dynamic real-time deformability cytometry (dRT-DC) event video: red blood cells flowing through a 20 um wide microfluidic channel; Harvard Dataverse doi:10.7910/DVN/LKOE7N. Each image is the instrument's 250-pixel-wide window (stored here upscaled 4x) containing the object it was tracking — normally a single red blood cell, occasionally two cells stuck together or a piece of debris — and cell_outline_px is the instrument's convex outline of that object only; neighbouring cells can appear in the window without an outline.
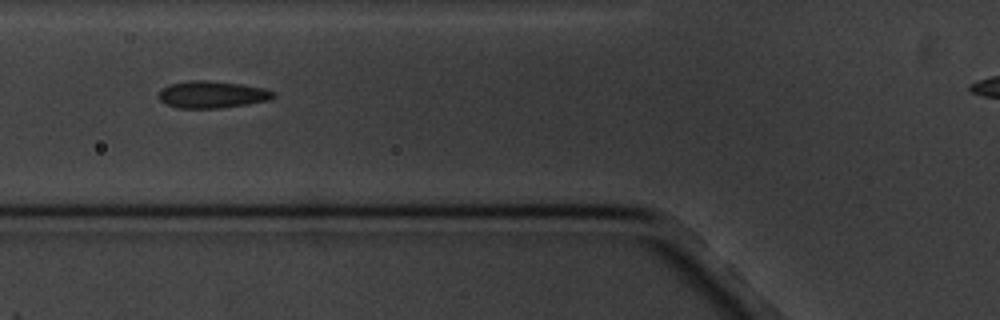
{"species": "common noctule bat (a hibernating species)", "species_latin": "Nyctalus noctula", "temperature_condition": "cold", "stored_images_in_passage": 11, "camera_frame_rate_fps": 3000, "um_per_image_px": 0.085, "animal": {"sex": "male", "body_mass_g": 20.1, "forearm_length_mm": 53.5}, "frame": {"image": 1, "passage_image": 5, "time_ms": 4.333, "image_size_px": [1000, 320], "cell_outline_px": [[276, 96], [268, 100], [248, 104], [220, 108], [180, 108], [168, 104], [160, 100], [156, 96], [160, 88], [168, 84], [188, 80], [204, 80], [244, 84], [264, 88], [276, 92]], "centroid_in_image_um": [18.01, 8.02], "position_along_channel_um": 107.8, "area_um2": 18.32}}
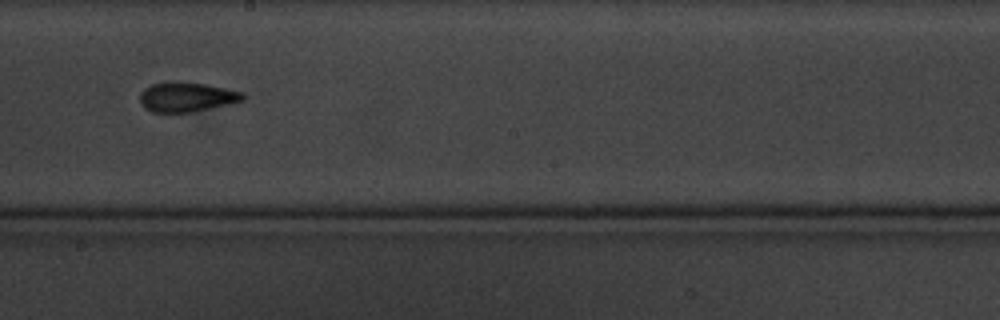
{"frame": {"image": 2, "passage_image": 8, "time_ms": 8.0, "image_size_px": [1000, 320], "cell_outline_px": [[248, 96], [244, 100], [228, 104], [188, 112], [152, 112], [144, 108], [140, 104], [140, 92], [144, 88], [152, 84], [168, 80], [176, 80], [204, 84], [244, 92]], "centroid_in_image_um": [15.84, 8.22], "position_along_channel_um": 232.4, "area_um2": 17.98}}
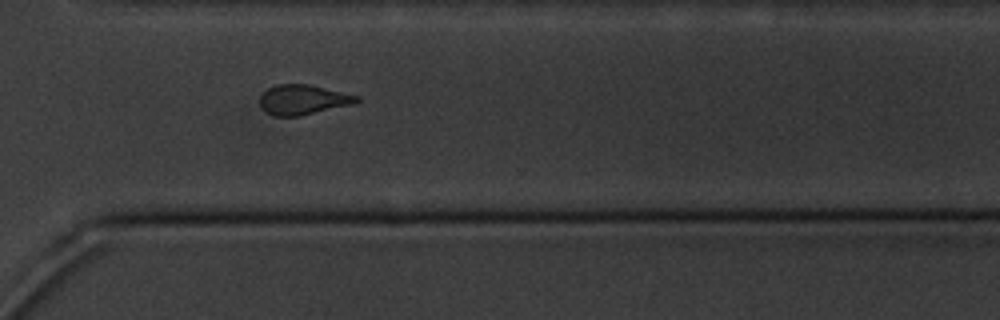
{"frame": {"image": 3, "passage_image": 11, "time_ms": 11.333, "image_size_px": [1000, 320], "cell_outline_px": [[360, 100], [352, 104], [300, 116], [272, 116], [260, 104], [260, 96], [268, 88], [276, 84], [308, 84], [360, 96]], "centroid_in_image_um": [25.76, 8.47], "position_along_channel_um": 344.8, "area_um2": 16.7}}